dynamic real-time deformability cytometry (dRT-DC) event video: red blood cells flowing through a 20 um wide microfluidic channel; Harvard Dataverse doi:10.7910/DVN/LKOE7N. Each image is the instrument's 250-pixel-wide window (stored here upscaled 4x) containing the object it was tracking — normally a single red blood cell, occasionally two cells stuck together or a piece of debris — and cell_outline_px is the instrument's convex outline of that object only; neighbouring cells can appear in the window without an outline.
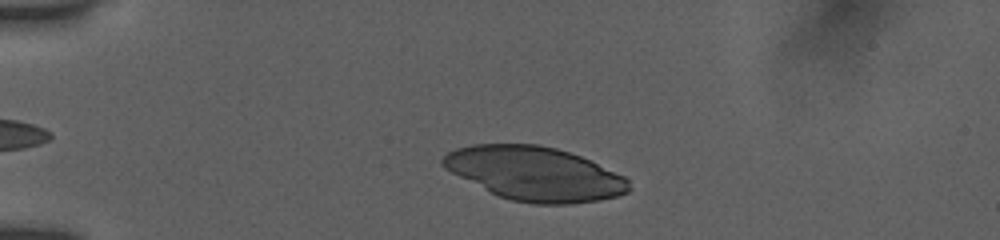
{"species": "human", "species_latin": "Homo sapiens", "temperature_condition": "room temperature", "stored_images_in_passage": 5, "camera_frame_rate_fps": 3000, "um_per_image_px": 0.085, "donor": {"sex": "female"}, "frame": {"image": 1, "passage_image": 2, "time_ms": 1.0, "image_size_px": [1000, 240], "cell_outline_px": [[632, 188], [628, 192], [616, 196], [600, 200], [568, 204], [536, 204], [512, 200], [500, 196], [444, 168], [440, 164], [440, 160], [448, 152], [456, 148], [472, 144], [540, 144], [556, 148], [580, 156], [624, 176], [628, 180]], "centroid_in_image_um": [45.47, 14.75], "position_along_channel_um": 39.5, "area_um2": 57.92}}